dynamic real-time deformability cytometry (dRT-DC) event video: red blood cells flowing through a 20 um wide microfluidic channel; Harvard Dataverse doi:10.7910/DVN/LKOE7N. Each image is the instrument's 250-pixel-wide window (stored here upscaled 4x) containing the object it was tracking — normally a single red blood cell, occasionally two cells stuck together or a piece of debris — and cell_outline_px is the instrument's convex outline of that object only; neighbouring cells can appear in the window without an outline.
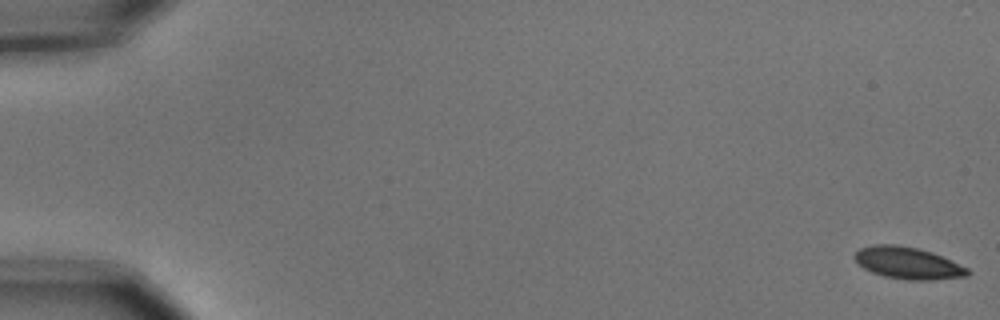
{"species": "common noctule bat (a hibernating species)", "species_latin": "Nyctalus noctula", "temperature_condition": "cold", "stored_images_in_passage": 3, "camera_frame_rate_fps": 3000, "um_per_image_px": 0.085, "animal": {"sex": "male", "body_mass_g": 15.6}, "frame": {"image": 1, "passage_image": 1, "time_ms": 0.0, "image_size_px": [1000, 320], "cell_outline_px": [[972, 272], [968, 276], [932, 280], [908, 280], [884, 276], [872, 272], [864, 268], [852, 256], [860, 248], [872, 244], [896, 244], [916, 248], [932, 252], [968, 268]], "centroid_in_image_um": [77.18, 22.36], "position_along_channel_um": 7.8, "area_um2": 20.98}}